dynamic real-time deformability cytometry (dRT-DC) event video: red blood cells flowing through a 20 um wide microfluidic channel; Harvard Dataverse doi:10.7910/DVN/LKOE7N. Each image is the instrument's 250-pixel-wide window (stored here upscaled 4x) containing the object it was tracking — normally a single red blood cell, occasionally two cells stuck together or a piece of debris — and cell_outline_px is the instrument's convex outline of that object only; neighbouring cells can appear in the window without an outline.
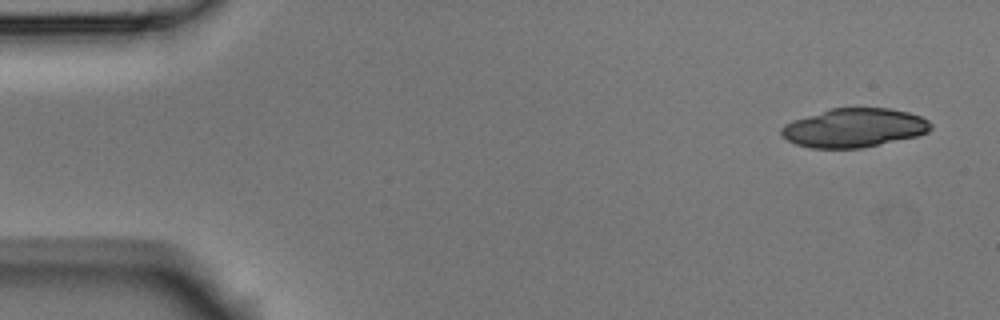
{"species": "Egyptian fruit bat (a non-hibernating species)", "species_latin": "Rousettus aegyptiacus", "temperature_condition": "room temperature", "stored_images_in_passage": 4, "camera_frame_rate_fps": 3000, "um_per_image_px": 0.085, "animal": {"sex": "male"}, "frame": {"image": 1, "passage_image": 1, "time_ms": 0.0, "image_size_px": [1000, 320], "cell_outline_px": [[932, 128], [928, 132], [916, 136], [864, 148], [812, 148], [796, 144], [780, 136], [780, 128], [784, 124], [792, 120], [832, 108], [888, 108], [908, 112], [920, 116], [928, 120], [932, 124]], "centroid_in_image_um": [72.58, 10.87], "position_along_channel_um": 12.4, "area_um2": 33.93}}